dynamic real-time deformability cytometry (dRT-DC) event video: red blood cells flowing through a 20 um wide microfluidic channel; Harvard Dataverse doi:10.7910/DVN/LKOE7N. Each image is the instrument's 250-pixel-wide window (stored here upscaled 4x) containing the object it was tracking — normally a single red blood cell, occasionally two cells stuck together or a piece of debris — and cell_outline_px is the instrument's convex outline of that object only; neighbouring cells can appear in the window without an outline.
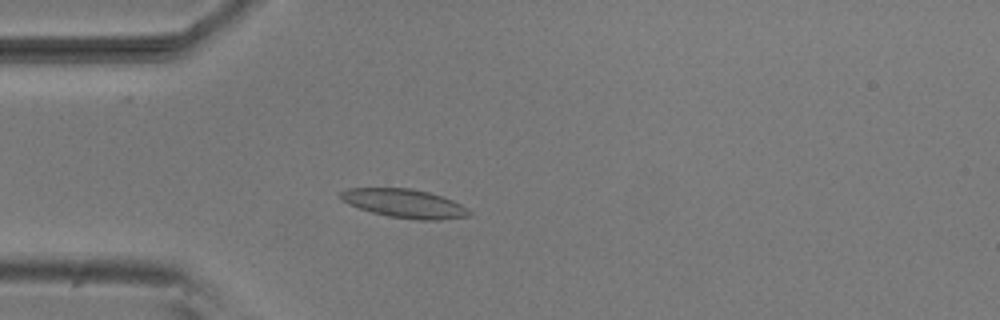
{"species": "common noctule bat (a hibernating species)", "species_latin": "Nyctalus noctula", "temperature_condition": "room temperature", "stored_images_in_passage": 51, "camera_frame_rate_fps": 3000, "um_per_image_px": 0.085, "animal": {"sex": "male", "body_mass_g": 20.5, "forearm_length_mm": 52.5}, "frame": {"image": 1, "passage_image": 13, "time_ms": 4.0, "image_size_px": [1000, 320], "cell_outline_px": [[472, 216], [440, 220], [416, 220], [388, 216], [372, 212], [348, 204], [340, 200], [340, 192], [348, 188], [412, 188], [444, 196], [468, 208], [472, 212]], "centroid_in_image_um": [34.41, 17.3], "position_along_channel_um": 50.6, "area_um2": 21.73}}
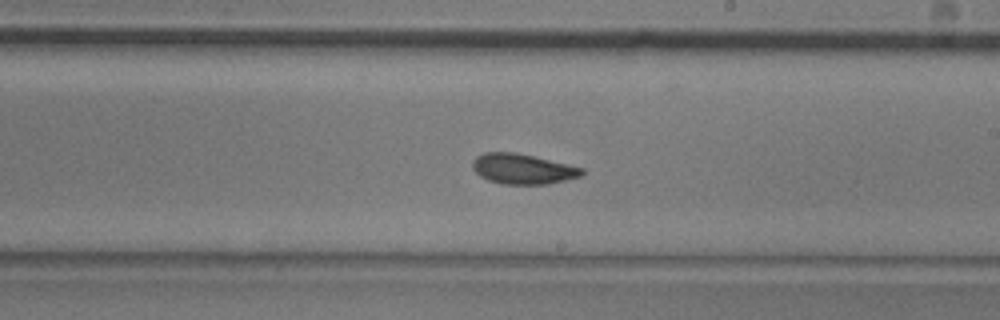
{"frame": {"image": 2, "passage_image": 29, "time_ms": 9.333, "image_size_px": [1000, 320], "cell_outline_px": [[584, 176], [548, 184], [504, 184], [488, 180], [480, 176], [472, 168], [472, 160], [476, 156], [484, 152], [516, 152], [568, 164], [584, 168]], "centroid_in_image_um": [44.44, 14.35], "position_along_channel_um": 244.6, "area_um2": 19.42}}
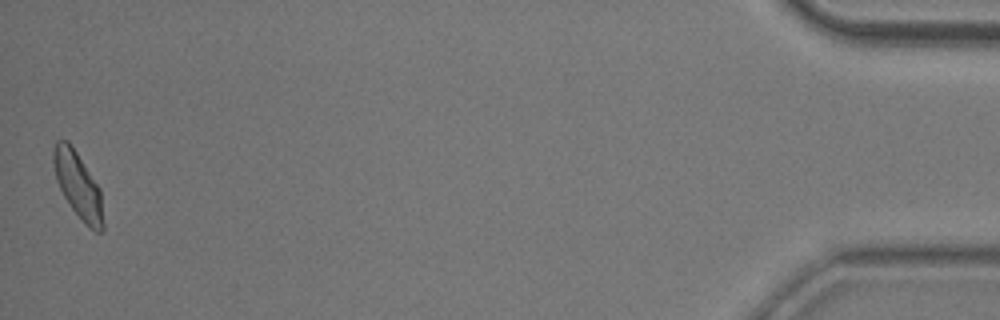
{"frame": {"image": 3, "passage_image": 51, "time_ms": 16.667, "image_size_px": [1000, 320], "cell_outline_px": [[104, 228], [100, 232], [96, 232], [72, 208], [64, 196], [56, 180], [52, 160], [52, 152], [56, 140], [68, 140], [100, 188], [104, 224]], "centroid_in_image_um": [6.62, 15.7], "position_along_channel_um": 428.6, "area_um2": 18.73}, "authors_computed_cell_mechanics": {"area_um2": 19.3052, "velocity_mm_per_s": 3.8018, "shape_relaxation_time_tau1_ms": 7.3185, "shape_relaxation_time_tau2_ms": 1.9685, "deformation_change_tau1": 0.1368, "deformation_change_tau2": 0.0654}}